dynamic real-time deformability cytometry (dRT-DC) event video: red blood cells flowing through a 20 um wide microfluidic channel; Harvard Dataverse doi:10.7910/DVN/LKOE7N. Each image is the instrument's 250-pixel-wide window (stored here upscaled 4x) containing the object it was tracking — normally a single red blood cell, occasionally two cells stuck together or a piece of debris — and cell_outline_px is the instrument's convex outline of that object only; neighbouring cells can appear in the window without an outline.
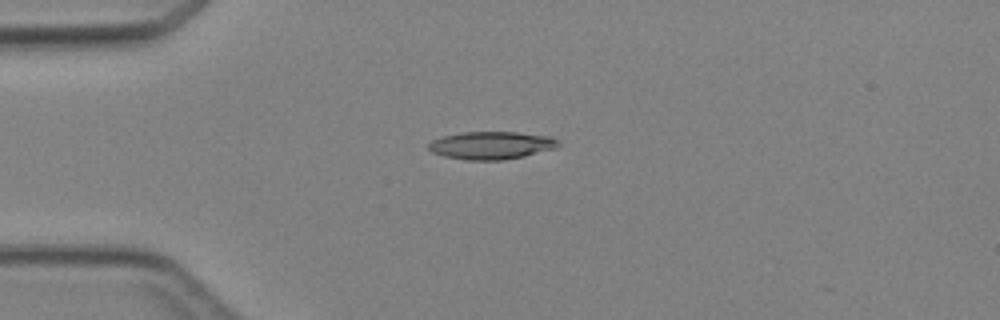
{"species": "Egyptian fruit bat (a non-hibernating species)", "species_latin": "Rousettus aegyptiacus", "temperature_condition": "cold", "stored_images_in_passage": 2, "camera_frame_rate_fps": 3000, "um_per_image_px": 0.085, "animal": {"sex": "female"}, "frame": {"image": 1, "passage_image": 1, "time_ms": 0.0, "image_size_px": [1000, 320], "cell_outline_px": [[560, 144], [556, 148], [524, 156], [504, 160], [464, 160], [444, 156], [432, 152], [428, 148], [428, 144], [432, 140], [440, 136], [460, 132], [516, 132], [552, 136]], "centroid_in_image_um": [41.74, 12.35], "position_along_channel_um": 43.3, "area_um2": 21.15}}